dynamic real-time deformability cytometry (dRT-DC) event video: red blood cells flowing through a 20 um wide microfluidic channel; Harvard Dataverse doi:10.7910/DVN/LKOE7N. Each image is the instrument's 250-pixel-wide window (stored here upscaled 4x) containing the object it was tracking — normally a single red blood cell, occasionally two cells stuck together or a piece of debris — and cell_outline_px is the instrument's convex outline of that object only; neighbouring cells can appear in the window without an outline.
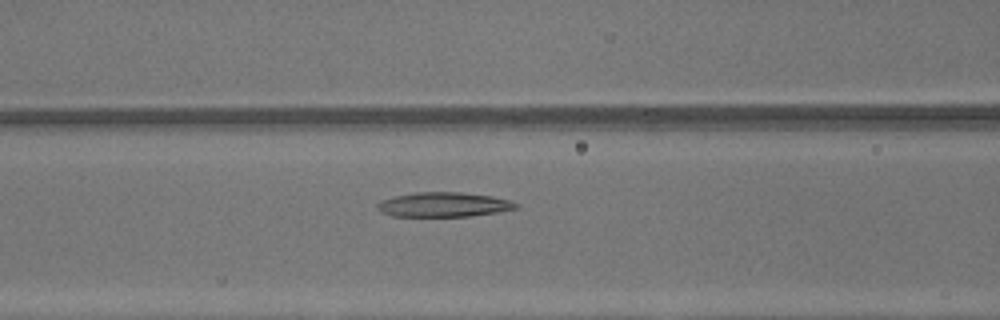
{"species": "common noctule bat (a hibernating species)", "species_latin": "Nyctalus noctula", "temperature_condition": "warm", "stored_images_in_passage": 48, "camera_frame_rate_fps": 3000, "um_per_image_px": 0.085, "animal": {"sex": "male", "body_mass_g": 13.3}, "frame": {"image": 1, "passage_image": 21, "time_ms": 6.667, "image_size_px": [1000, 320], "cell_outline_px": [[520, 208], [472, 216], [392, 216], [380, 212], [376, 208], [376, 204], [380, 200], [396, 196], [416, 192], [460, 192], [492, 196], [512, 200], [520, 204]], "centroid_in_image_um": [37.73, 17.39], "position_along_channel_um": 128.9, "area_um2": 20.06}}
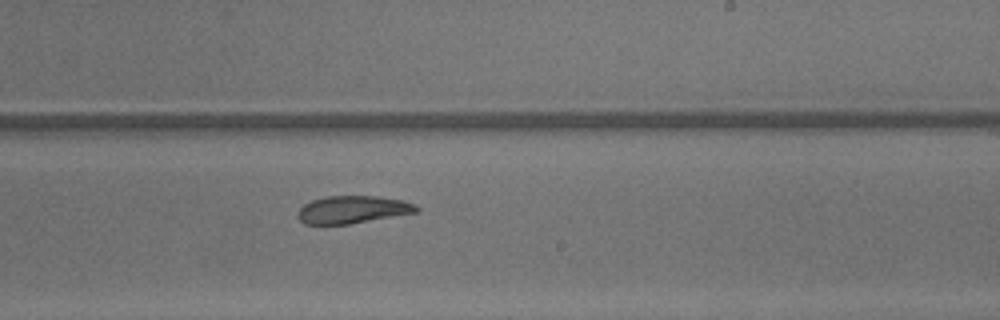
{"frame": {"image": 2, "passage_image": 30, "time_ms": 9.667, "image_size_px": [1000, 320], "cell_outline_px": [[420, 212], [348, 224], [304, 224], [296, 216], [296, 212], [304, 204], [312, 200], [328, 196], [376, 196], [404, 200], [416, 204], [420, 208]], "centroid_in_image_um": [30.0, 17.81], "position_along_channel_um": 259.0, "area_um2": 19.25}}
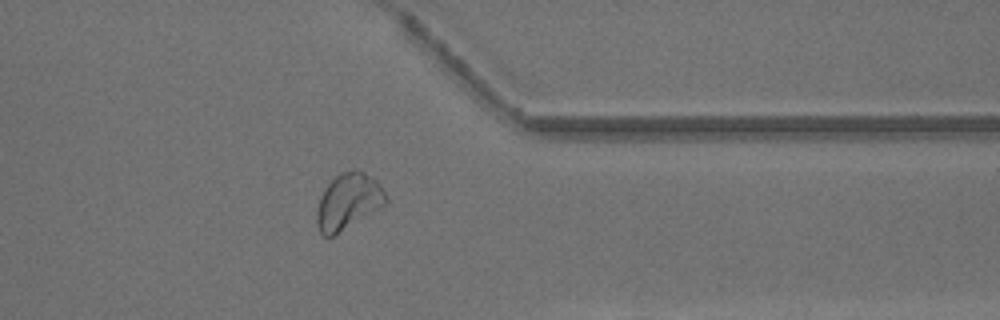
{"frame": {"image": 3, "passage_image": 39, "time_ms": 12.667, "image_size_px": [1000, 320], "cell_outline_px": [[388, 204], [332, 236], [324, 236], [320, 232], [316, 224], [316, 212], [320, 196], [324, 188], [340, 172], [364, 172], [372, 176], [380, 184], [388, 196]], "centroid_in_image_um": [29.62, 17.13], "position_along_channel_um": 381.8, "area_um2": 22.48}, "authors_computed_cell_mechanics": {"area_um2": 23.698, "velocity_mm_per_s": 4.3442, "shape_relaxation_time_tau1_ms": null, "shape_relaxation_time_tau2_ms": 6.9995, "deformation_change_tau1": null, "deformation_change_tau2": 0.1571}}